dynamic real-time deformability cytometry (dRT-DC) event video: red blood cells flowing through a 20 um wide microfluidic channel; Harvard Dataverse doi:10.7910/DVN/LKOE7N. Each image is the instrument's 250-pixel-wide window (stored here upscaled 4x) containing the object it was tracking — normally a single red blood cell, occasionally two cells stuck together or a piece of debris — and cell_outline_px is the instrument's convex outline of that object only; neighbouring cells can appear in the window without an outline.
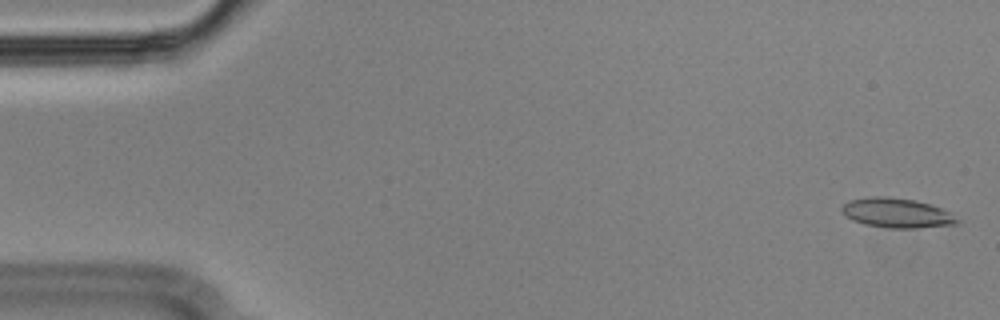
{"species": "Egyptian fruit bat (a non-hibernating species)", "species_latin": "Rousettus aegyptiacus", "temperature_condition": "cold", "stored_images_in_passage": 56, "camera_frame_rate_fps": 3000, "um_per_image_px": 0.085, "animal": {"sex": "male"}, "frame": {"image": 1, "passage_image": 2, "time_ms": 0.333, "image_size_px": [1000, 320], "cell_outline_px": [[960, 220], [956, 224], [916, 228], [888, 228], [864, 224], [852, 220], [844, 216], [840, 208], [848, 200], [868, 196], [888, 196], [916, 200], [952, 212]], "centroid_in_image_um": [76.2, 18.09], "position_along_channel_um": 8.8, "area_um2": 20.17}}
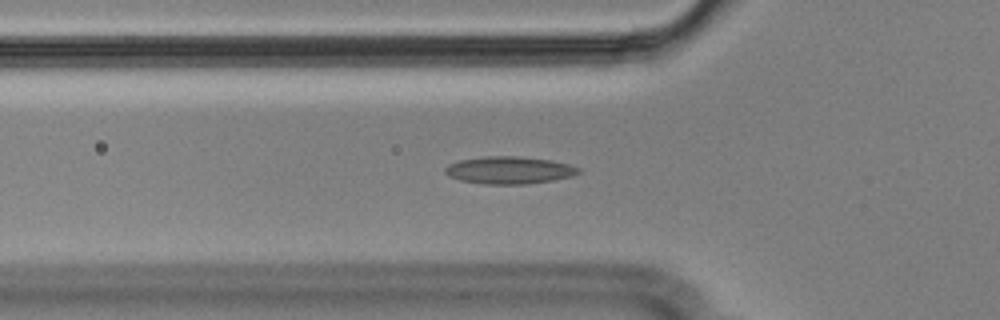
{"frame": {"image": 2, "passage_image": 19, "time_ms": 6.0, "image_size_px": [1000, 320], "cell_outline_px": [[580, 172], [572, 176], [552, 180], [524, 184], [484, 184], [460, 180], [448, 176], [444, 172], [444, 168], [448, 164], [460, 160], [484, 156], [520, 156], [552, 160], [568, 164], [580, 168]], "centroid_in_image_um": [43.26, 14.46], "position_along_channel_um": 82.5, "area_um2": 21.33}}
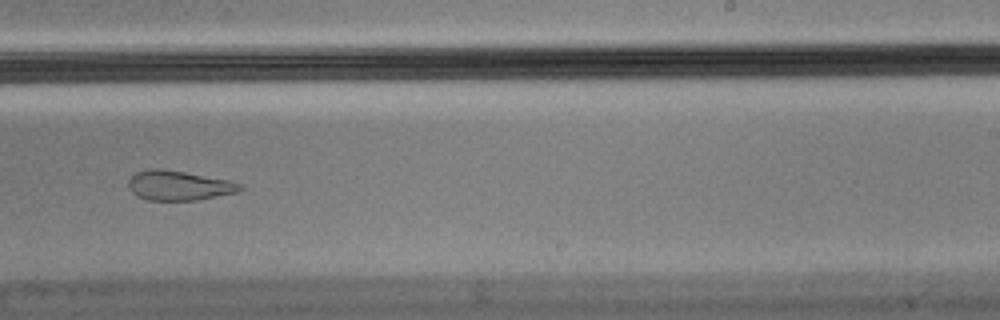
{"frame": {"image": 3, "passage_image": 35, "time_ms": 11.333, "image_size_px": [1000, 320], "cell_outline_px": [[244, 188], [236, 192], [196, 200], [148, 200], [136, 196], [128, 188], [128, 180], [136, 172], [152, 168], [160, 168], [184, 172], [228, 180], [244, 184]], "centroid_in_image_um": [15.18, 15.77], "position_along_channel_um": 273.8, "area_um2": 19.25}, "authors_computed_cell_mechanics": {"area_um2": 20.2011, "velocity_mm_per_s": 3.5799, "shape_relaxation_time_tau1_ms": null, "shape_relaxation_time_tau2_ms": 3.4127, "deformation_change_tau1": null, "deformation_change_tau2": 0.1077}}